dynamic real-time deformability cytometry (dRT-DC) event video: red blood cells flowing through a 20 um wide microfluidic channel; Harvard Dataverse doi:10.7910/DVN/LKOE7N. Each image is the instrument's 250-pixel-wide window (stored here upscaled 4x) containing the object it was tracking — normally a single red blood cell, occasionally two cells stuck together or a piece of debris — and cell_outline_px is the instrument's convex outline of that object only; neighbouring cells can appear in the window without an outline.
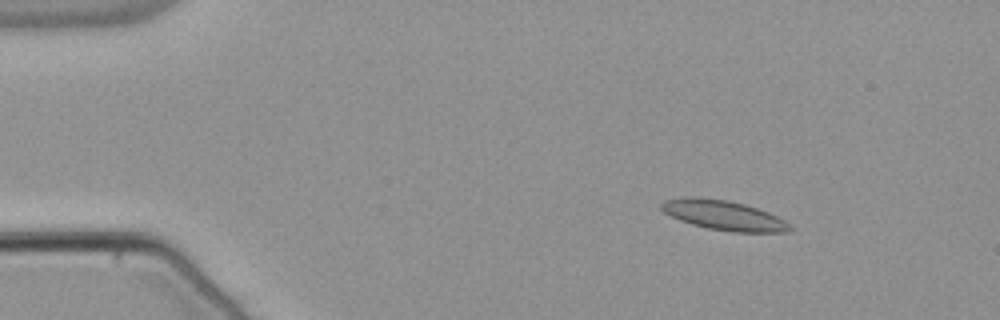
{"species": "common noctule bat (a hibernating species)", "species_latin": "Nyctalus noctula", "temperature_condition": "warm", "stored_images_in_passage": 54, "camera_frame_rate_fps": 3000, "um_per_image_px": 0.085, "animal": {"sex": "male", "body_mass_g": 21.5, "forearm_length_mm": 52.0}, "frame": {"image": 1, "passage_image": 7, "time_ms": 2.0, "image_size_px": [1000, 320], "cell_outline_px": [[796, 228], [784, 232], [732, 232], [708, 228], [692, 224], [680, 220], [664, 212], [660, 208], [660, 204], [664, 200], [688, 196], [696, 196], [728, 200], [744, 204], [768, 212], [784, 220]], "centroid_in_image_um": [61.51, 18.29], "position_along_channel_um": 23.5, "area_um2": 22.31}}
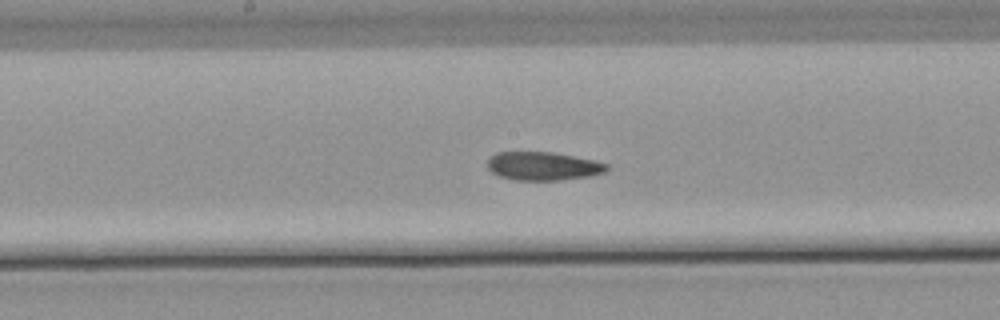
{"frame": {"image": 2, "passage_image": 28, "time_ms": 9.0, "image_size_px": [1000, 320], "cell_outline_px": [[608, 168], [604, 172], [588, 176], [560, 180], [512, 180], [500, 176], [492, 172], [488, 168], [488, 160], [496, 152], [552, 152], [596, 160], [608, 164]], "centroid_in_image_um": [46.16, 14.11], "position_along_channel_um": 202.0, "area_um2": 19.71}}
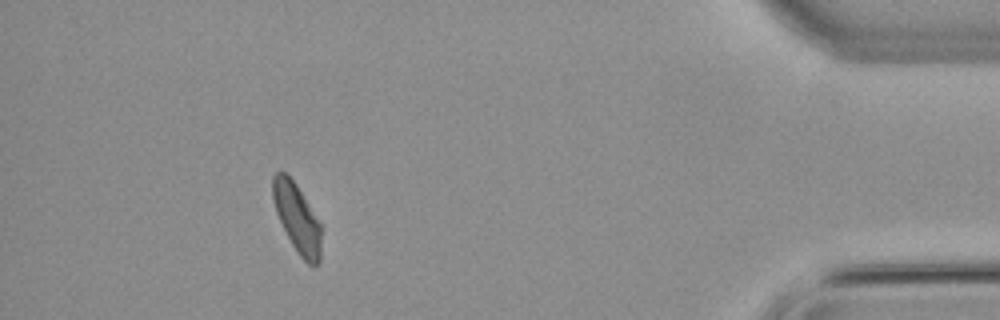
{"frame": {"image": 3, "passage_image": 49, "time_ms": 16.0, "image_size_px": [1000, 320], "cell_outline_px": [[320, 260], [316, 264], [308, 264], [296, 252], [276, 212], [272, 200], [272, 176], [276, 172], [284, 172], [296, 184], [320, 224]], "centroid_in_image_um": [25.22, 18.52], "position_along_channel_um": 410.0, "area_um2": 18.9}, "authors_computed_cell_mechanics": {"area_um2": 20.6924, "velocity_mm_per_s": 3.7648, "shape_relaxation_time_tau1_ms": null, "shape_relaxation_time_tau2_ms": 3.6256, "deformation_change_tau1": null, "deformation_change_tau2": 0.0942}}